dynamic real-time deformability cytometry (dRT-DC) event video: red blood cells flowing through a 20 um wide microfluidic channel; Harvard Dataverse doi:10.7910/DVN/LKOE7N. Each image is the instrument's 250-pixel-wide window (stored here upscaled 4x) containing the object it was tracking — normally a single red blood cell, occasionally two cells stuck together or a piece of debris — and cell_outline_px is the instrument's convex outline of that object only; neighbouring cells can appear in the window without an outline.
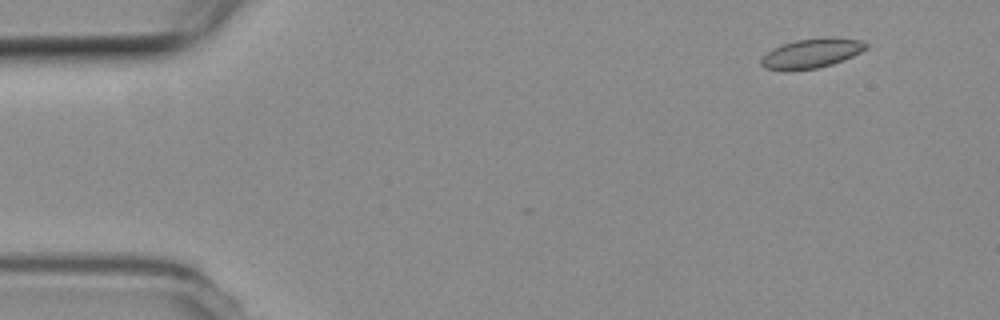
{"species": "common noctule bat (a hibernating species)", "species_latin": "Nyctalus noctula", "temperature_condition": "room temperature", "stored_images_in_passage": 2, "camera_frame_rate_fps": 3000, "um_per_image_px": 0.085, "animal": {"sex": "female", "body_mass_g": 19.3, "forearm_length_mm": 54.1}, "frame": {"image": 1, "passage_image": 2, "time_ms": 0.333, "image_size_px": [1000, 320], "cell_outline_px": [[868, 48], [852, 56], [832, 64], [820, 68], [784, 72], [764, 68], [760, 64], [760, 60], [772, 48], [780, 44], [796, 40], [824, 36], [860, 40], [868, 44]], "centroid_in_image_um": [68.94, 4.54], "position_along_channel_um": 16.1, "area_um2": 18.44}}